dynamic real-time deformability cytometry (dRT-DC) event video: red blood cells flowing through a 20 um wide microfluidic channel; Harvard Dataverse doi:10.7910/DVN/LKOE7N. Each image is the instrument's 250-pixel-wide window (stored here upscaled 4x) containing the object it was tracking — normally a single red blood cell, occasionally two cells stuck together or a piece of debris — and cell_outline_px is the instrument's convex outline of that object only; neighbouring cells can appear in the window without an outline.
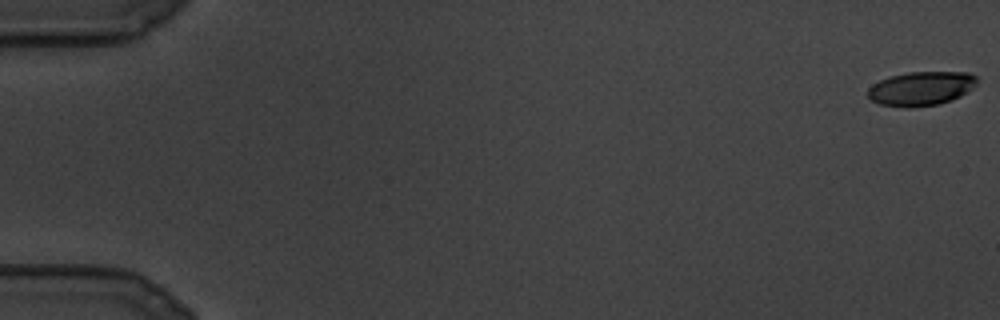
{"species": "common noctule bat (a hibernating species)", "species_latin": "Nyctalus noctula", "temperature_condition": "cold", "stored_images_in_passage": 27, "camera_frame_rate_fps": 3000, "um_per_image_px": 0.085, "animal": {"sex": "male", "body_mass_g": 19.5, "forearm_length_mm": 54.6}, "frame": {"image": 1, "passage_image": 1, "time_ms": 0.0, "image_size_px": [1000, 320], "cell_outline_px": [[976, 84], [968, 92], [952, 100], [940, 104], [908, 108], [880, 104], [872, 100], [868, 96], [868, 88], [872, 84], [888, 76], [908, 72], [968, 72], [976, 76]], "centroid_in_image_um": [78.29, 7.52], "position_along_channel_um": 6.7, "area_um2": 21.79}}
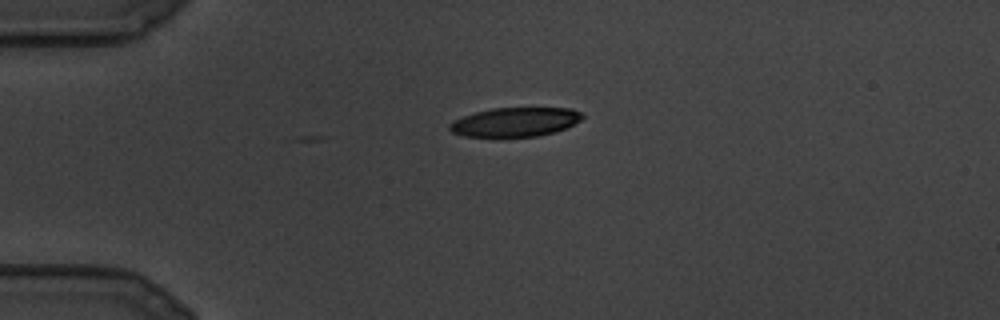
{"frame": {"image": 2, "passage_image": 27, "time_ms": 8.667, "image_size_px": [1000, 320], "cell_outline_px": [[584, 116], [580, 120], [564, 128], [552, 132], [536, 136], [500, 140], [464, 136], [452, 132], [448, 128], [448, 124], [452, 120], [476, 112], [492, 108], [572, 108], [580, 112]], "centroid_in_image_um": [43.69, 10.42], "position_along_channel_um": 41.3, "area_um2": 23.24}}